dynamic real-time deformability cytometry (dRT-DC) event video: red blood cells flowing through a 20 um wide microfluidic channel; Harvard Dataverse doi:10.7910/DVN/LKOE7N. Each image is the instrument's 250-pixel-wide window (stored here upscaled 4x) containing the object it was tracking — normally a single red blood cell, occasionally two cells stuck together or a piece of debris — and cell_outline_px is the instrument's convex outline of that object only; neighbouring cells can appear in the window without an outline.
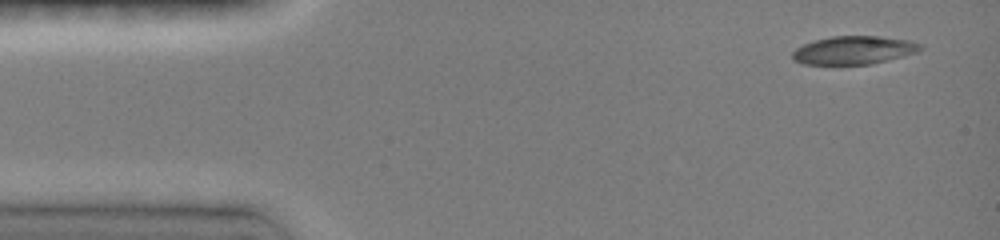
{"species": "common noctule bat (a hibernating species)", "species_latin": "Nyctalus noctula", "temperature_condition": "room temperature", "stored_images_in_passage": 5, "camera_frame_rate_fps": 3000, "um_per_image_px": 0.085, "animal": {"sex": "female", "body_mass_g": 19.0, "forearm_length_mm": 51.5}, "frame": {"image": 1, "passage_image": 1, "time_ms": 0.0, "image_size_px": [1000, 240], "cell_outline_px": [[924, 48], [916, 52], [904, 56], [872, 64], [804, 64], [792, 60], [792, 52], [796, 48], [804, 44], [816, 40], [832, 36], [880, 36], [908, 40], [920, 44]], "centroid_in_image_um": [72.57, 4.27], "position_along_channel_um": 12.4, "area_um2": 20.98}}
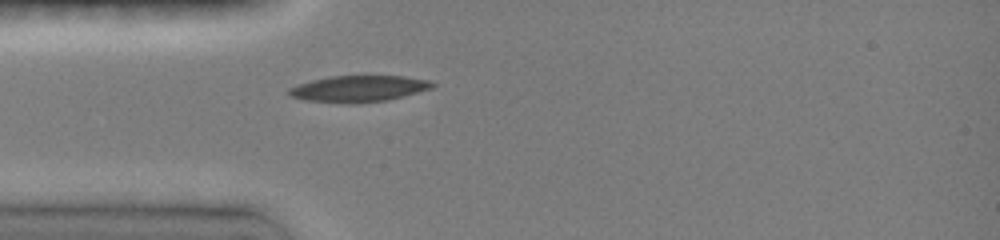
{"frame": {"image": 2, "passage_image": 5, "time_ms": 3.333, "image_size_px": [1000, 240], "cell_outline_px": [[436, 84], [432, 88], [388, 100], [356, 104], [348, 104], [304, 100], [288, 96], [288, 88], [312, 80], [328, 76], [404, 76], [428, 80]], "centroid_in_image_um": [30.45, 7.55], "position_along_channel_um": 54.5, "area_um2": 22.14}}